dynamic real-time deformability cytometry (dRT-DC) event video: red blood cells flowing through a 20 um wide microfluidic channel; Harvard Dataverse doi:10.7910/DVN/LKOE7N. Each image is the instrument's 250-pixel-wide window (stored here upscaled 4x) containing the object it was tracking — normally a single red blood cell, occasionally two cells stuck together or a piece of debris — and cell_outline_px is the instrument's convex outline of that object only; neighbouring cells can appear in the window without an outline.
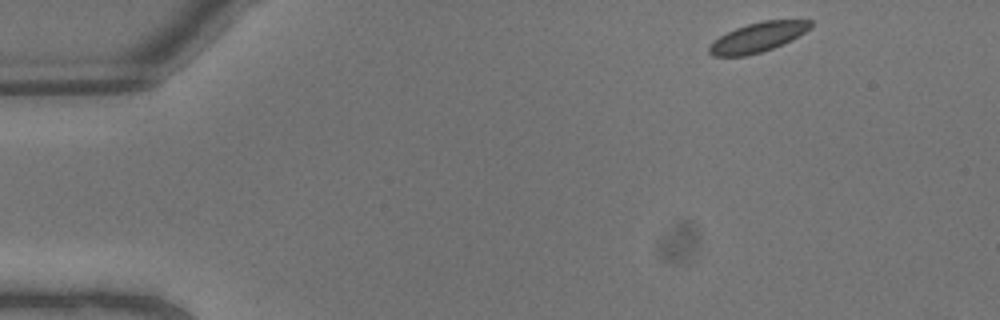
{"species": "common noctule bat (a hibernating species)", "species_latin": "Nyctalus noctula", "temperature_condition": "warm", "stored_images_in_passage": 9, "camera_frame_rate_fps": 3000, "um_per_image_px": 0.085, "animal": {"sex": "male", "body_mass_g": 13.3}, "frame": {"image": 1, "passage_image": 1, "time_ms": 0.0, "image_size_px": [1000, 320], "cell_outline_px": [[812, 28], [792, 40], [784, 44], [760, 52], [744, 56], [712, 56], [708, 52], [708, 48], [720, 36], [736, 28], [748, 24], [764, 20], [812, 20]], "centroid_in_image_um": [64.46, 3.17], "position_along_channel_um": 20.5, "area_um2": 17.34}}
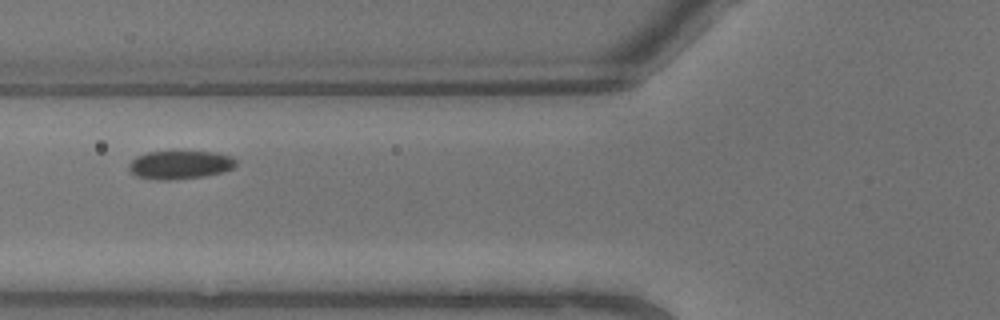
{"frame": {"image": 2, "passage_image": 7, "time_ms": 2.0, "image_size_px": [1000, 320], "cell_outline_px": [[236, 164], [232, 168], [224, 172], [204, 176], [168, 180], [156, 180], [136, 176], [128, 172], [128, 164], [136, 156], [148, 152], [216, 152], [232, 156], [236, 160]], "centroid_in_image_um": [15.27, 14.01], "position_along_channel_um": 110.5, "area_um2": 17.8}}
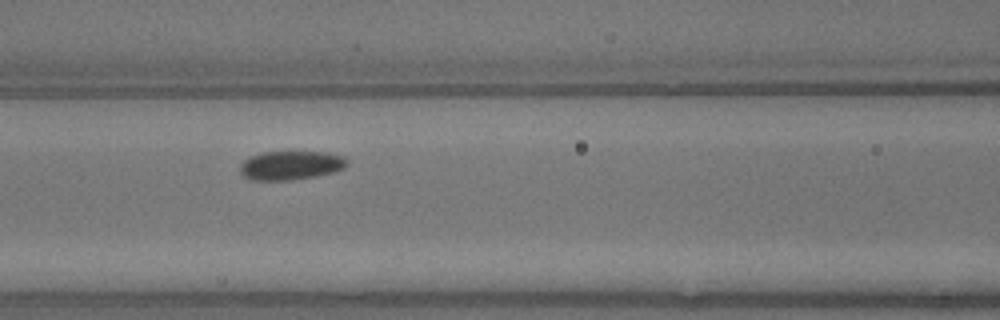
{"frame": {"image": 3, "passage_image": 8, "time_ms": 2.333, "image_size_px": [1000, 320], "cell_outline_px": [[348, 164], [344, 168], [336, 172], [316, 176], [292, 180], [252, 180], [244, 176], [240, 172], [240, 164], [244, 160], [252, 156], [264, 152], [324, 152], [344, 156], [348, 160]], "centroid_in_image_um": [24.75, 14.06], "position_along_channel_um": 141.8, "area_um2": 18.09}}